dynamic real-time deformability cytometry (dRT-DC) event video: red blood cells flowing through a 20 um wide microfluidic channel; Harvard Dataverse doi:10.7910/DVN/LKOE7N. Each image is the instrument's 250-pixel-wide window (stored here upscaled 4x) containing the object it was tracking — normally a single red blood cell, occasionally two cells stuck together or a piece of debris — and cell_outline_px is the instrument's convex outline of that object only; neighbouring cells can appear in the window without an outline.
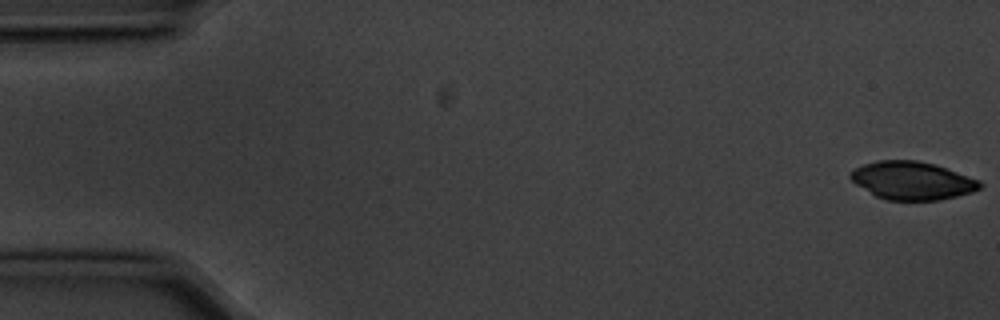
{"species": "common noctule bat (a hibernating species)", "species_latin": "Nyctalus noctula", "temperature_condition": "cold", "stored_images_in_passage": 5, "camera_frame_rate_fps": 3000, "um_per_image_px": 0.085, "animal": {"sex": "male", "body_mass_g": 20.1, "forearm_length_mm": 53.5}, "frame": {"image": 1, "passage_image": 1, "time_ms": 0.0, "image_size_px": [1000, 320], "cell_outline_px": [[984, 184], [980, 188], [972, 192], [940, 200], [888, 200], [876, 196], [856, 184], [848, 176], [856, 168], [864, 164], [876, 160], [916, 160], [932, 164], [980, 180]], "centroid_in_image_um": [77.54, 15.35], "position_along_channel_um": 7.5, "area_um2": 28.38}}